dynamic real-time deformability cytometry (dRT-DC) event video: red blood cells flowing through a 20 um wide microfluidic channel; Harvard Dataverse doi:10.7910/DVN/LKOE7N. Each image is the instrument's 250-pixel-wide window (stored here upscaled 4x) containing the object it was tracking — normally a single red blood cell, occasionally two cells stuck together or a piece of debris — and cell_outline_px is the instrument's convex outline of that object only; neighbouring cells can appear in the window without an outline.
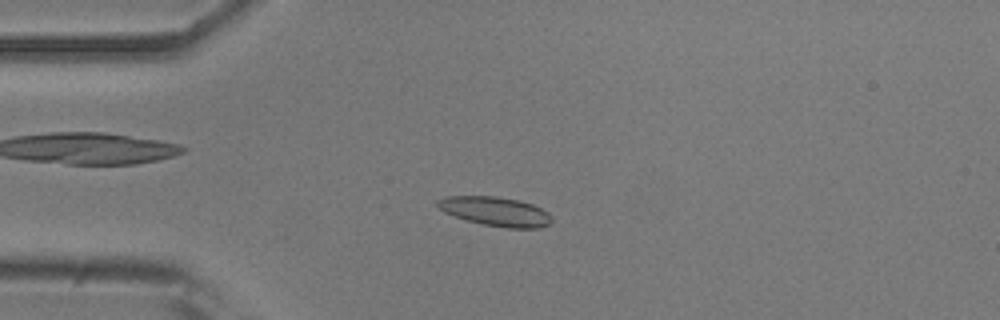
{"species": "common noctule bat (a hibernating species)", "species_latin": "Nyctalus noctula", "temperature_condition": "room temperature", "stored_images_in_passage": 47, "camera_frame_rate_fps": 3000, "um_per_image_px": 0.085, "animal": {"sex": "male", "body_mass_g": 20.5, "forearm_length_mm": 52.5}, "frame": {"image": 1, "passage_image": 6, "time_ms": 1.667, "image_size_px": [1000, 320], "cell_outline_px": [[552, 220], [548, 224], [540, 228], [508, 228], [480, 224], [444, 212], [436, 204], [436, 200], [444, 196], [496, 196], [516, 200], [532, 204], [548, 212], [552, 216]], "centroid_in_image_um": [42.11, 17.97], "position_along_channel_um": 42.9, "area_um2": 19.36}}
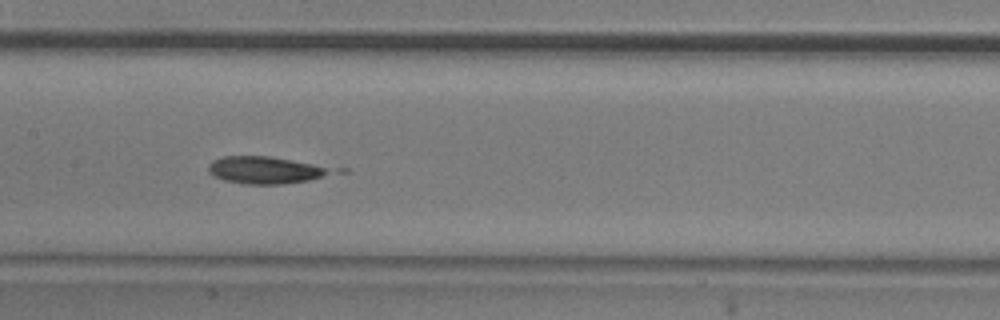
{"frame": {"image": 2, "passage_image": 19, "time_ms": 6.0, "image_size_px": [1000, 320], "cell_outline_px": [[328, 172], [320, 176], [308, 180], [284, 184], [244, 184], [224, 180], [212, 176], [208, 172], [208, 164], [212, 160], [224, 156], [268, 156], [292, 160], [312, 164], [324, 168]], "centroid_in_image_um": [22.34, 14.46], "position_along_channel_um": 185.1, "area_um2": 18.9}}
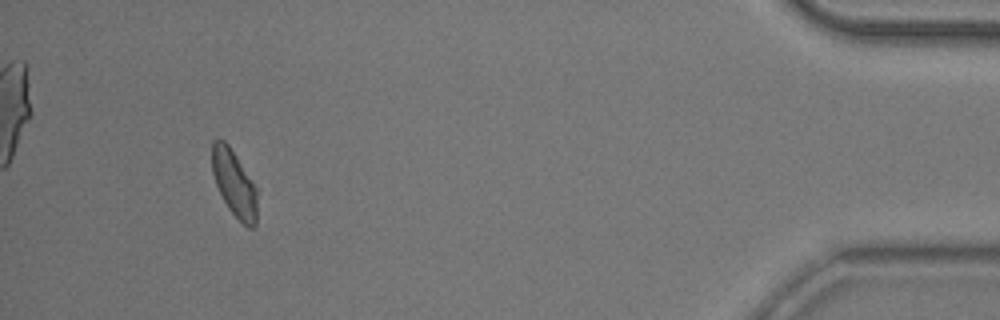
{"frame": {"image": 3, "passage_image": 43, "time_ms": 14.0, "image_size_px": [1000, 320], "cell_outline_px": [[256, 228], [248, 228], [228, 208], [216, 184], [212, 172], [212, 140], [216, 136], [224, 140], [228, 144], [236, 156], [256, 188]], "centroid_in_image_um": [19.88, 15.56], "position_along_channel_um": 415.3, "area_um2": 17.22}}